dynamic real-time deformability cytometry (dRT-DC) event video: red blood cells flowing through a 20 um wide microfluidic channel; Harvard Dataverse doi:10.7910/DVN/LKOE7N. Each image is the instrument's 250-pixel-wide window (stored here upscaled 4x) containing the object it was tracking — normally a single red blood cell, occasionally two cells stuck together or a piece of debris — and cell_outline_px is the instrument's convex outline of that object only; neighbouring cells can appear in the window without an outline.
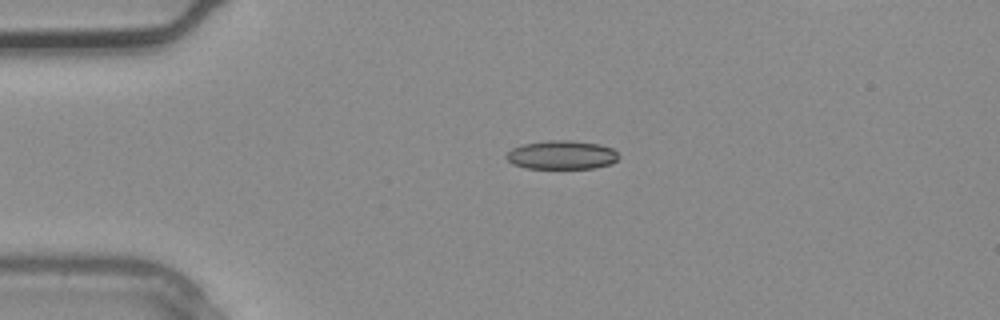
{"species": "common noctule bat (a hibernating species)", "species_latin": "Nyctalus noctula", "temperature_condition": "warm", "stored_images_in_passage": 1, "camera_frame_rate_fps": 3000, "um_per_image_px": 0.085, "animal": {"sex": "male", "body_mass_g": 20.4}, "frame": {"image": 1, "passage_image": 1, "time_ms": 0.0, "image_size_px": [1000, 320], "cell_outline_px": [[620, 156], [612, 164], [596, 168], [524, 168], [512, 164], [504, 156], [512, 148], [524, 144], [548, 140], [568, 140], [600, 144], [612, 148]], "centroid_in_image_um": [47.75, 13.17], "position_along_channel_um": 37.3, "area_um2": 18.9}}